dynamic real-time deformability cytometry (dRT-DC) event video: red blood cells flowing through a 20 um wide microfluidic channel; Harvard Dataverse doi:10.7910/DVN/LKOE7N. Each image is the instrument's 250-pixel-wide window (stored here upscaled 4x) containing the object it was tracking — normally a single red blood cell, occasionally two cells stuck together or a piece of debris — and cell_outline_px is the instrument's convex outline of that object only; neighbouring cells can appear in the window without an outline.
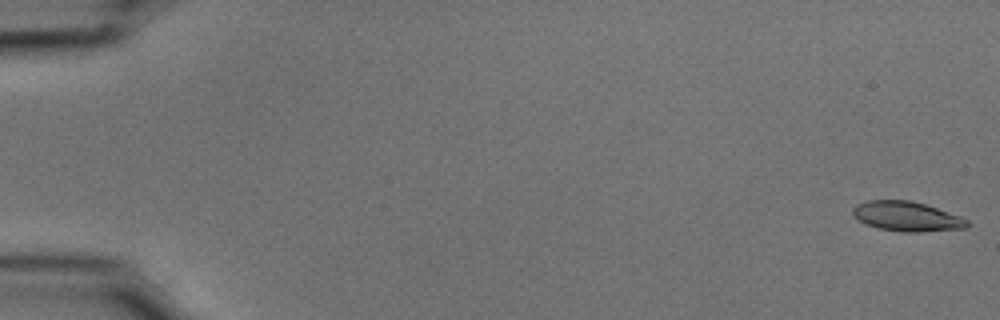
{"species": "common noctule bat (a hibernating species)", "species_latin": "Nyctalus noctula", "temperature_condition": "cold", "stored_images_in_passage": 55, "camera_frame_rate_fps": 3000, "um_per_image_px": 0.085, "animal": {"sex": "male", "body_mass_g": 15.6}, "frame": {"image": 1, "passage_image": 1, "time_ms": 0.0, "image_size_px": [1000, 320], "cell_outline_px": [[968, 228], [920, 232], [904, 232], [880, 228], [864, 224], [852, 216], [852, 208], [856, 204], [868, 200], [908, 200], [924, 204], [960, 216], [968, 220]], "centroid_in_image_um": [77.04, 18.39], "position_along_channel_um": 8.0, "area_um2": 19.83}}
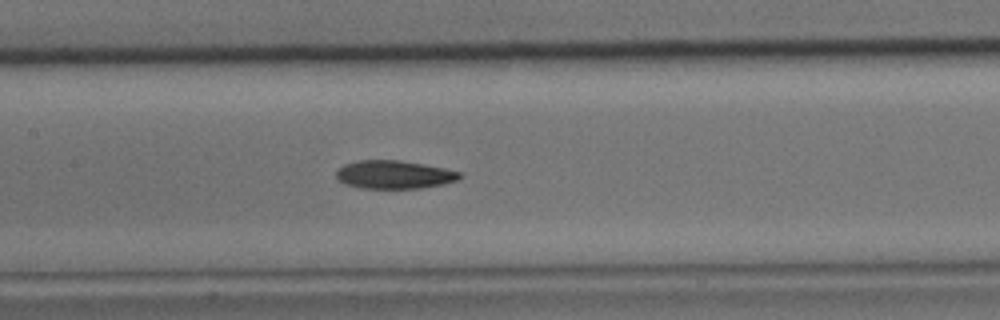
{"frame": {"image": 2, "passage_image": 27, "time_ms": 8.667, "image_size_px": [1000, 320], "cell_outline_px": [[464, 176], [456, 180], [444, 184], [420, 188], [360, 188], [344, 184], [336, 180], [336, 168], [344, 164], [360, 160], [400, 160], [424, 164], [444, 168], [460, 172]], "centroid_in_image_um": [33.46, 14.84], "position_along_channel_um": 173.9, "area_um2": 20.52}}
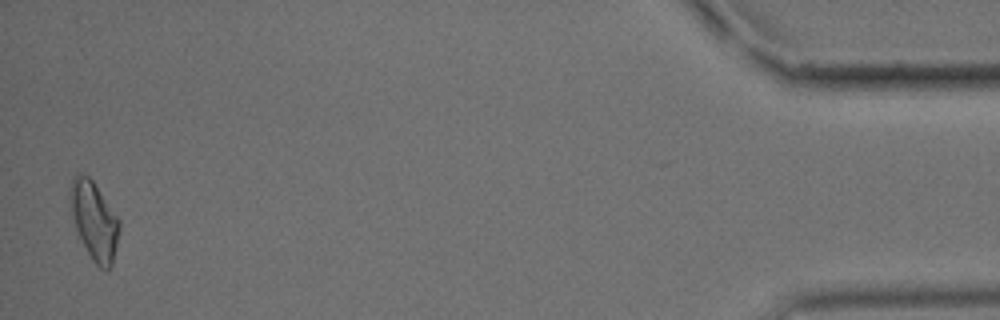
{"frame": {"image": 3, "passage_image": 54, "time_ms": 17.667, "image_size_px": [1000, 320], "cell_outline_px": [[120, 228], [112, 264], [108, 268], [100, 268], [92, 260], [76, 228], [68, 204], [68, 192], [72, 176], [80, 172], [84, 172], [92, 180], [120, 220]], "centroid_in_image_um": [7.97, 18.67], "position_along_channel_um": 427.2, "area_um2": 22.37}, "authors_computed_cell_mechanics": {"area_um2": 20.519, "velocity_mm_per_s": 3.7132, "shape_relaxation_time_tau1_ms": 5.0774, "shape_relaxation_time_tau2_ms": 7.4101, "deformation_change_tau1": 0.1567, "deformation_change_tau2": 0.1697}}